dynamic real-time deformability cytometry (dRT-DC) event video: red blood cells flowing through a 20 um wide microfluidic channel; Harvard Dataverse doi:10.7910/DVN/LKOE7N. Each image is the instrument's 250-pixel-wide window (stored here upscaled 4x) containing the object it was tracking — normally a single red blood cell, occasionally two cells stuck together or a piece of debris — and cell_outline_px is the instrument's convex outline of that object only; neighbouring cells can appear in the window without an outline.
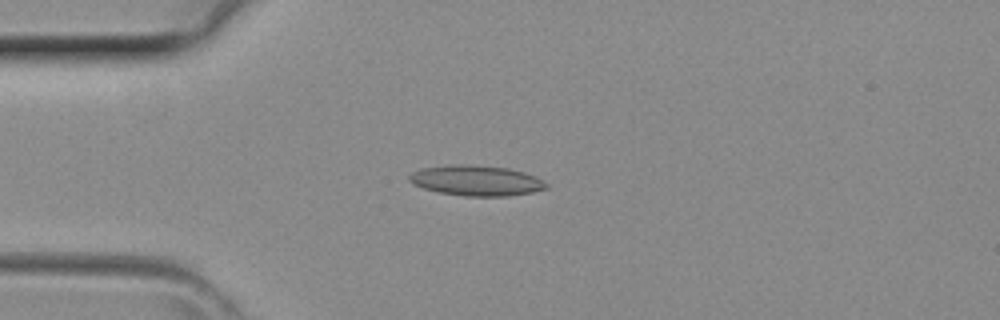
{"species": "common noctule bat (a hibernating species)", "species_latin": "Nyctalus noctula", "temperature_condition": "room temperature", "stored_images_in_passage": 40, "camera_frame_rate_fps": 3000, "um_per_image_px": 0.085, "animal": {"sex": "female", "body_mass_g": 29.2, "forearm_length_mm": 56.3}, "frame": {"image": 1, "passage_image": 9, "time_ms": 2.667, "image_size_px": [1000, 320], "cell_outline_px": [[548, 188], [532, 192], [508, 196], [464, 196], [440, 192], [424, 188], [408, 180], [408, 176], [412, 172], [420, 168], [448, 164], [464, 164], [508, 168], [524, 172], [536, 176], [548, 184]], "centroid_in_image_um": [40.49, 15.34], "position_along_channel_um": 44.5, "area_um2": 24.28}}
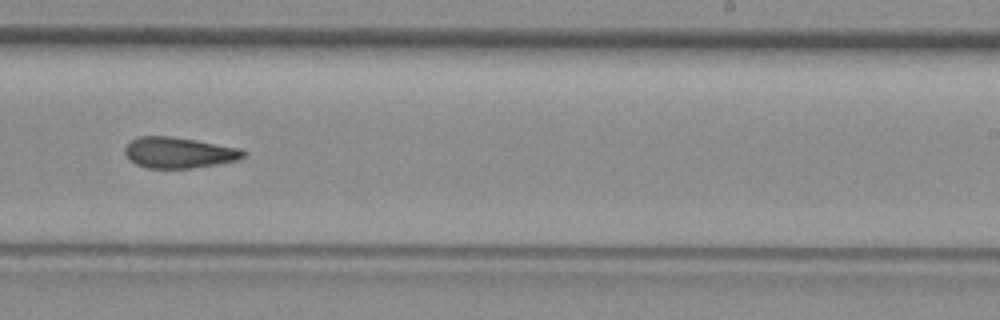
{"frame": {"image": 2, "passage_image": 24, "time_ms": 7.667, "image_size_px": [1000, 320], "cell_outline_px": [[244, 156], [236, 160], [216, 164], [188, 168], [148, 168], [136, 164], [124, 152], [124, 148], [132, 140], [140, 136], [168, 136], [196, 140], [240, 148], [244, 152]], "centroid_in_image_um": [15.18, 12.97], "position_along_channel_um": 273.8, "area_um2": 20.92}}
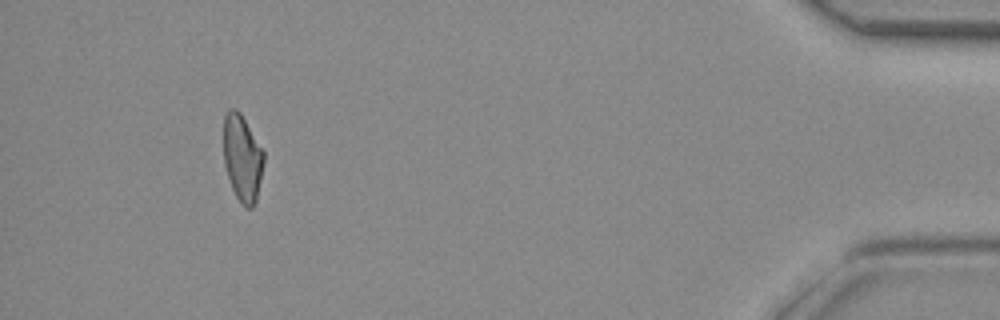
{"frame": {"image": 3, "passage_image": 37, "time_ms": 12.0, "image_size_px": [1000, 320], "cell_outline_px": [[264, 160], [256, 200], [252, 208], [248, 208], [236, 196], [232, 188], [224, 164], [224, 116], [228, 108], [236, 108], [240, 112], [264, 152]], "centroid_in_image_um": [20.59, 13.39], "position_along_channel_um": 414.6, "area_um2": 20.0}}